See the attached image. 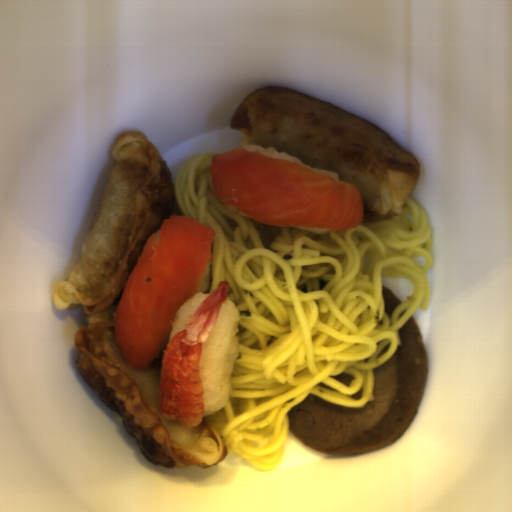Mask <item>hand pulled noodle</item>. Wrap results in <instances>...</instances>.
<instances>
[{
  "label": "hand pulled noodle",
  "instance_id": "hand-pulled-noodle-1",
  "mask_svg": "<svg viewBox=\"0 0 512 512\" xmlns=\"http://www.w3.org/2000/svg\"><path fill=\"white\" fill-rule=\"evenodd\" d=\"M214 155L194 156L172 180L177 216L215 232L198 291L210 294L227 281V299L251 316L239 314L231 394L203 419L227 453L268 471L284 461L288 412L311 394L360 409L373 399L374 370L401 346L408 319L428 311L434 235L413 195L390 219L328 234L231 213L211 191ZM385 277L408 278L415 287L403 302L387 287L402 302L391 318ZM341 373L354 375L350 386L330 378ZM362 386L363 398L351 400Z\"/></svg>",
  "mask_w": 512,
  "mask_h": 512
}]
</instances>
